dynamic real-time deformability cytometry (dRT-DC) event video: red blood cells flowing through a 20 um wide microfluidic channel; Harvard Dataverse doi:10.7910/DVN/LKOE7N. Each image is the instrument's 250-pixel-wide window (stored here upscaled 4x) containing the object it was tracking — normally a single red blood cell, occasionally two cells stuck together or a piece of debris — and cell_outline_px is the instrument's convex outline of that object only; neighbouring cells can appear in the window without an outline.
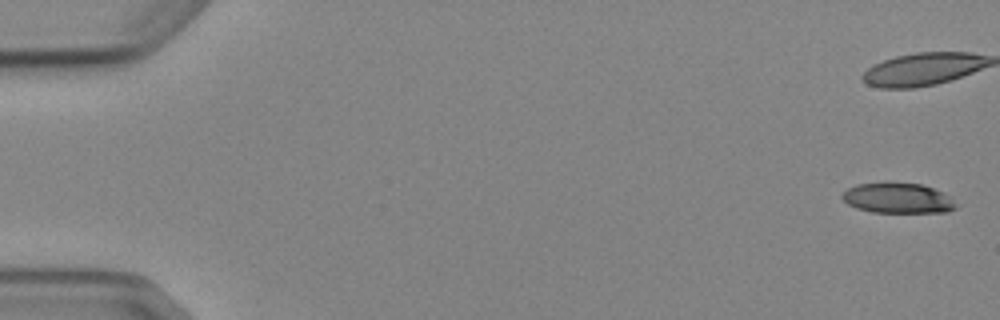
{"species": "Egyptian fruit bat (a non-hibernating species)", "species_latin": "Rousettus aegyptiacus", "temperature_condition": "cold", "stored_images_in_passage": 10, "camera_frame_rate_fps": 3000, "um_per_image_px": 0.085, "animal": {"sex": "female"}, "frame": {"image": 1, "passage_image": 1, "time_ms": 0.0, "image_size_px": [1000, 320], "cell_outline_px": [[960, 204], [956, 208], [948, 212], [872, 212], [856, 208], [848, 204], [840, 196], [848, 188], [856, 184], [920, 184], [932, 188], [948, 196]], "centroid_in_image_um": [76.33, 16.87], "position_along_channel_um": 8.7, "area_um2": 19.65}}